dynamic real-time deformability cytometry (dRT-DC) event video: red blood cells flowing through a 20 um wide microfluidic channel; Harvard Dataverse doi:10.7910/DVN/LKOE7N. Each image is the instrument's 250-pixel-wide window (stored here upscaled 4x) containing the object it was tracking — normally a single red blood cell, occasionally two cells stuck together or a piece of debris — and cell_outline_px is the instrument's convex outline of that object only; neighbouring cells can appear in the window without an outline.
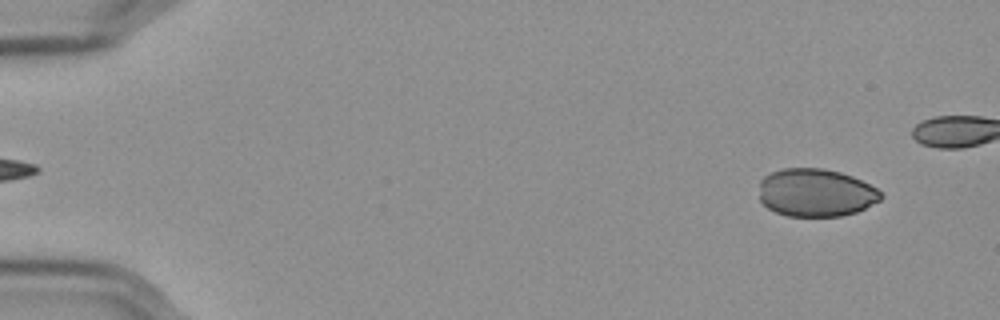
{"species": "Egyptian fruit bat (a non-hibernating species)", "species_latin": "Rousettus aegyptiacus", "temperature_condition": "cold", "stored_images_in_passage": 52, "camera_frame_rate_fps": 3000, "um_per_image_px": 0.085, "frame": {"image": 1, "passage_image": 4, "time_ms": 1.0, "image_size_px": [1000, 320], "cell_outline_px": [[884, 196], [880, 200], [856, 212], [840, 216], [788, 216], [776, 212], [768, 208], [760, 200], [760, 180], [764, 176], [772, 172], [784, 168], [820, 168], [840, 172], [852, 176], [876, 188]], "centroid_in_image_um": [69.33, 16.38], "position_along_channel_um": 15.7, "area_um2": 33.87}}
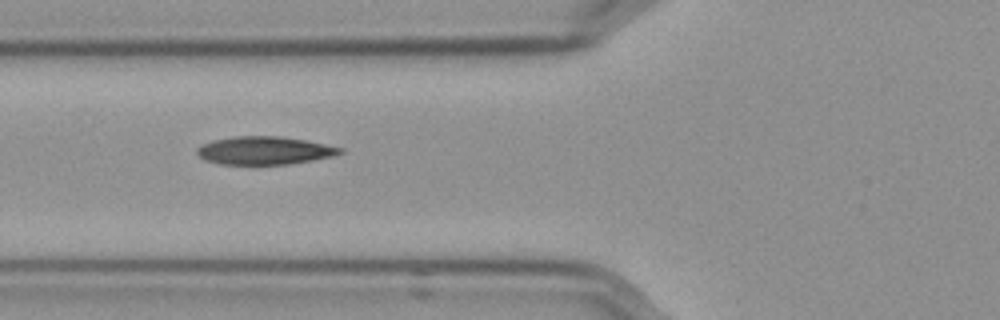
{"frame": {"image": 2, "passage_image": 18, "time_ms": 5.667, "image_size_px": [1000, 320], "cell_outline_px": [[344, 152], [332, 156], [312, 160], [288, 164], [220, 164], [204, 160], [196, 152], [196, 148], [200, 144], [212, 140], [232, 136], [280, 136], [304, 140], [344, 148]], "centroid_in_image_um": [22.43, 12.79], "position_along_channel_um": 103.4, "area_um2": 23.41}}
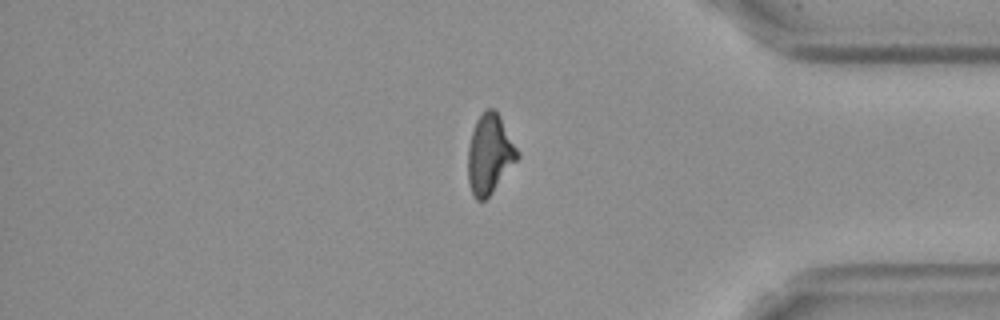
{"frame": {"image": 3, "passage_image": 44, "time_ms": 14.333, "image_size_px": [1000, 320], "cell_outline_px": [[520, 156], [492, 192], [484, 200], [476, 200], [468, 184], [468, 148], [472, 132], [476, 120], [488, 108], [492, 108], [500, 116], [520, 152]], "centroid_in_image_um": [41.62, 13.1], "position_along_channel_um": 393.6, "area_um2": 22.66}}